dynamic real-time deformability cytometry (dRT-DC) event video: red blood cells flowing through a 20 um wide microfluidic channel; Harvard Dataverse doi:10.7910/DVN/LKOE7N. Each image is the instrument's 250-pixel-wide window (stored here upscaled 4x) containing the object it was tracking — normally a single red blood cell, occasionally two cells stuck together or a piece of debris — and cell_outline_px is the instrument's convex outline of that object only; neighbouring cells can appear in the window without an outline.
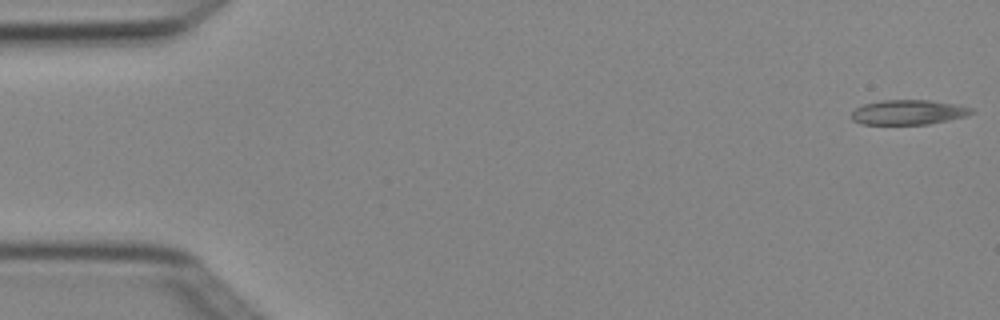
{"species": "Egyptian fruit bat (a non-hibernating species)", "species_latin": "Rousettus aegyptiacus", "temperature_condition": "cold", "stored_images_in_passage": 6, "camera_frame_rate_fps": 3000, "um_per_image_px": 0.085, "animal": {"sex": "female"}, "frame": {"image": 1, "passage_image": 1, "time_ms": 0.0, "image_size_px": [1000, 320], "cell_outline_px": [[976, 112], [964, 116], [948, 120], [928, 124], [860, 124], [852, 120], [852, 112], [856, 108], [864, 104], [880, 100], [928, 100], [960, 104], [972, 108]], "centroid_in_image_um": [77.23, 9.53], "position_along_channel_um": 7.8, "area_um2": 17.4}}
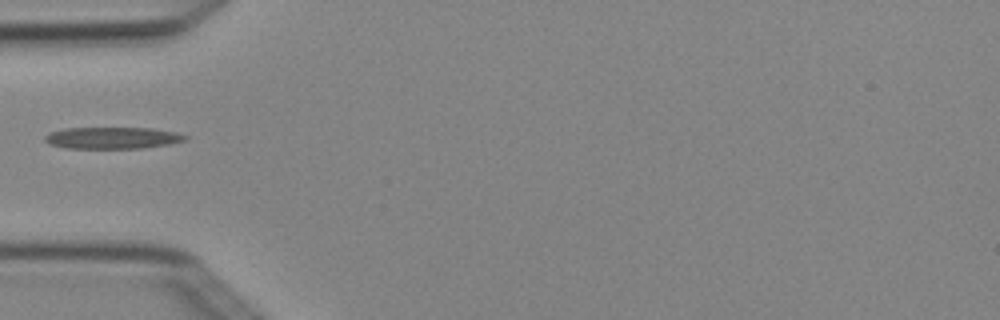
{"frame": {"image": 2, "passage_image": 5, "time_ms": 1.333, "image_size_px": [1000, 320], "cell_outline_px": [[188, 140], [168, 144], [144, 148], [64, 148], [48, 144], [44, 140], [44, 136], [48, 132], [64, 128], [152, 128], [176, 132], [188, 136]], "centroid_in_image_um": [9.53, 11.72], "position_along_channel_um": 75.5, "area_um2": 17.92}}
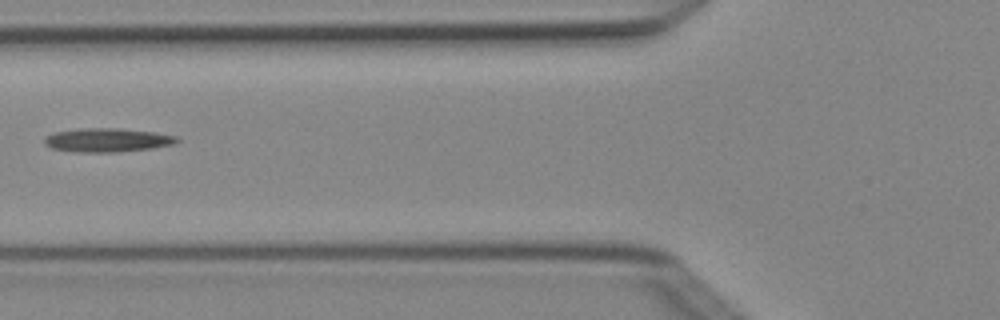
{"frame": {"image": 3, "passage_image": 6, "time_ms": 1.667, "image_size_px": [1000, 320], "cell_outline_px": [[180, 140], [176, 144], [152, 148], [116, 152], [76, 152], [52, 148], [44, 144], [44, 136], [56, 132], [84, 128], [120, 128], [156, 132], [176, 136]], "centroid_in_image_um": [9.15, 11.9], "position_along_channel_um": 116.7, "area_um2": 18.44}}